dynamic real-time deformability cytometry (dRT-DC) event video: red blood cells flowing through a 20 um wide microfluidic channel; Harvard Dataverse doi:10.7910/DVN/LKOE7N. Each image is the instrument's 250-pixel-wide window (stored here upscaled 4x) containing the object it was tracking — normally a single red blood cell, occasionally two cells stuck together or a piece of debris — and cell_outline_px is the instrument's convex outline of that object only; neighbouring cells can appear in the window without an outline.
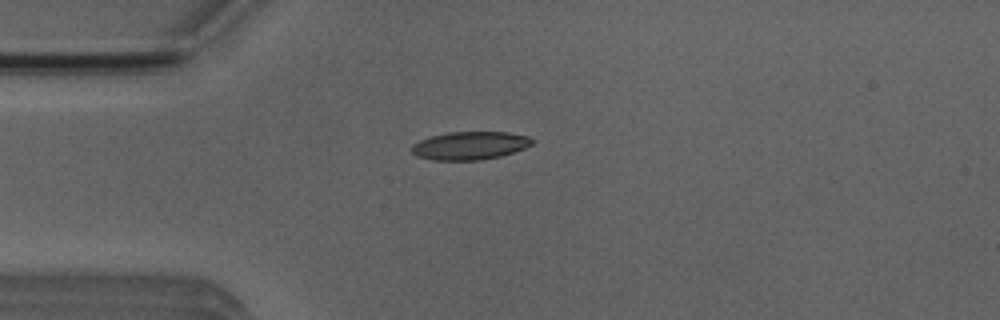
{"species": "Egyptian fruit bat (a non-hibernating species)", "species_latin": "Rousettus aegyptiacus", "temperature_condition": "room temperature", "stored_images_in_passage": 5, "camera_frame_rate_fps": 3000, "um_per_image_px": 0.085, "animal": {"sex": "male"}, "frame": {"image": 1, "passage_image": 5, "time_ms": 5.0, "image_size_px": [1000, 320], "cell_outline_px": [[536, 140], [532, 144], [524, 148], [500, 156], [480, 160], [432, 160], [416, 156], [412, 152], [412, 144], [420, 140], [432, 136], [448, 132], [508, 132], [528, 136]], "centroid_in_image_um": [39.94, 12.37], "position_along_channel_um": 45.1, "area_um2": 19.71}}